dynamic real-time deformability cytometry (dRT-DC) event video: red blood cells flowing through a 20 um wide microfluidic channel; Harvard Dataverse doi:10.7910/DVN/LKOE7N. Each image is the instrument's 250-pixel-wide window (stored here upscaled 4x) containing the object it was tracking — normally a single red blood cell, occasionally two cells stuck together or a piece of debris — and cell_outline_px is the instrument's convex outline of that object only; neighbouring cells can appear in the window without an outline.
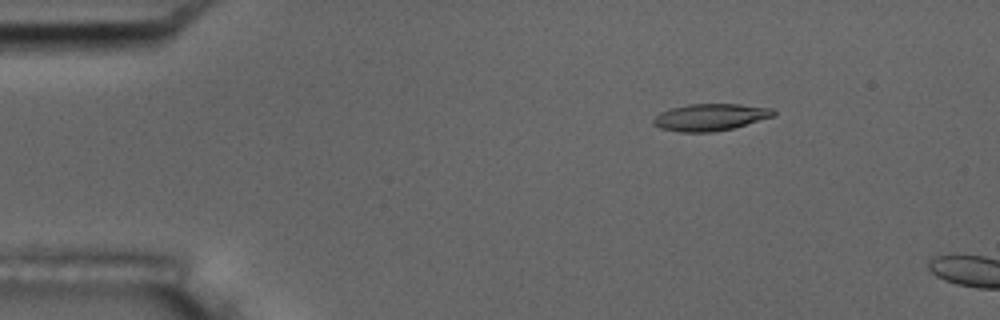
{"species": "common noctule bat (a hibernating species)", "species_latin": "Nyctalus noctula", "temperature_condition": "room temperature", "stored_images_in_passage": 12, "camera_frame_rate_fps": 3000, "um_per_image_px": 0.085, "animal": {"sex": "male", "body_mass_g": 17.5, "forearm_length_mm": 52.3}, "frame": {"image": 1, "passage_image": 9, "time_ms": 2.667, "image_size_px": [1000, 320], "cell_outline_px": [[776, 112], [772, 116], [732, 128], [712, 132], [680, 132], [660, 128], [652, 124], [652, 120], [660, 112], [672, 108], [688, 104], [740, 104], [772, 108]], "centroid_in_image_um": [60.33, 9.96], "position_along_channel_um": 24.7, "area_um2": 18.67}}